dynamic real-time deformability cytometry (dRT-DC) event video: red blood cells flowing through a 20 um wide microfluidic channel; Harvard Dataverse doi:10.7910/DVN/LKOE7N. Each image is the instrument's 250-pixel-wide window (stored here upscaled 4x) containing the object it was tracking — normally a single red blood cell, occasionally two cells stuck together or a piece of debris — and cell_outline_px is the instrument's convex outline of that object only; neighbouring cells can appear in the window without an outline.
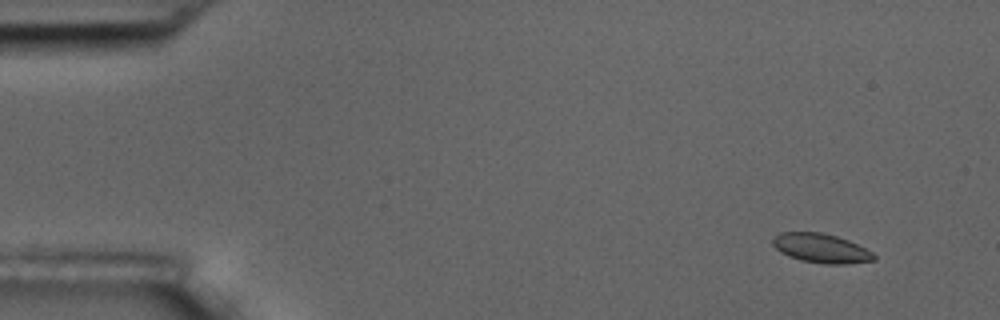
{"species": "common noctule bat (a hibernating species)", "species_latin": "Nyctalus noctula", "temperature_condition": "room temperature", "stored_images_in_passage": 6, "camera_frame_rate_fps": 3000, "um_per_image_px": 0.085, "animal": {"sex": "male", "body_mass_g": 17.5, "forearm_length_mm": 52.3}, "frame": {"image": 1, "passage_image": 2, "time_ms": 1.333, "image_size_px": [1000, 320], "cell_outline_px": [[876, 260], [848, 264], [824, 264], [800, 260], [788, 256], [780, 252], [772, 244], [772, 240], [780, 232], [820, 232], [836, 236], [848, 240], [872, 252], [876, 256]], "centroid_in_image_um": [69.79, 21.11], "position_along_channel_um": 15.2, "area_um2": 17.22}}
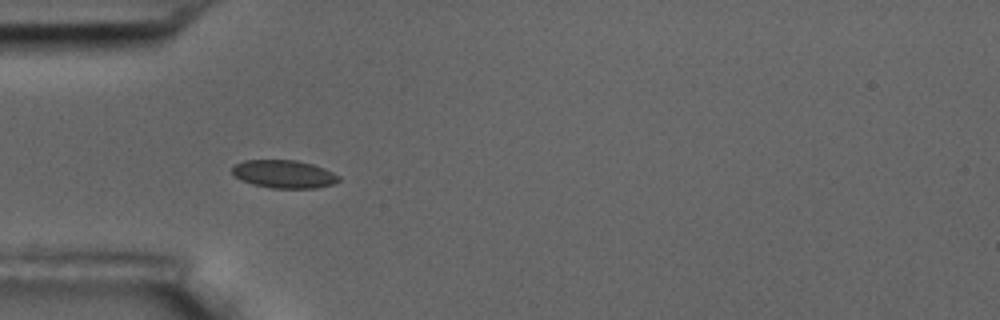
{"frame": {"image": 2, "passage_image": 5, "time_ms": 5.667, "image_size_px": [1000, 320], "cell_outline_px": [[340, 180], [332, 184], [316, 188], [272, 188], [252, 184], [236, 176], [232, 172], [232, 168], [236, 164], [244, 160], [296, 160], [312, 164], [324, 168], [340, 176]], "centroid_in_image_um": [24.16, 14.79], "position_along_channel_um": 60.8, "area_um2": 17.22}}